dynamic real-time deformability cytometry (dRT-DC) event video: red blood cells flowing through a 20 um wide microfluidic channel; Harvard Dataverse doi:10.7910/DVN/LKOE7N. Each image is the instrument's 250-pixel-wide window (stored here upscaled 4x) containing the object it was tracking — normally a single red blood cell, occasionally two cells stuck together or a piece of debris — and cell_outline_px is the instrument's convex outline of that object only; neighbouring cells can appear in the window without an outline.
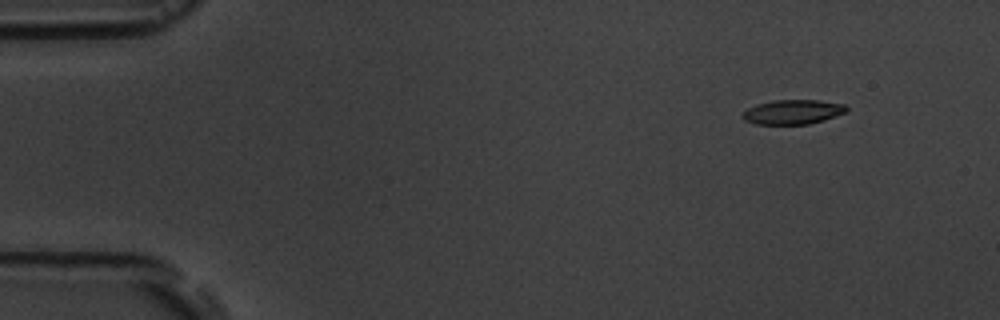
{"species": "common noctule bat (a hibernating species)", "species_latin": "Nyctalus noctula", "temperature_condition": "room temperature", "stored_images_in_passage": 3, "camera_frame_rate_fps": 3000, "um_per_image_px": 0.085, "animal": {"sex": "male", "body_mass_g": 19.5, "forearm_length_mm": 54.6}, "frame": {"image": 1, "passage_image": 1, "time_ms": 0.0, "image_size_px": [1000, 320], "cell_outline_px": [[848, 112], [824, 120], [808, 124], [756, 124], [744, 120], [744, 112], [748, 108], [756, 104], [772, 100], [820, 100], [844, 104], [848, 108]], "centroid_in_image_um": [67.43, 9.51], "position_along_channel_um": 17.6, "area_um2": 14.85}}